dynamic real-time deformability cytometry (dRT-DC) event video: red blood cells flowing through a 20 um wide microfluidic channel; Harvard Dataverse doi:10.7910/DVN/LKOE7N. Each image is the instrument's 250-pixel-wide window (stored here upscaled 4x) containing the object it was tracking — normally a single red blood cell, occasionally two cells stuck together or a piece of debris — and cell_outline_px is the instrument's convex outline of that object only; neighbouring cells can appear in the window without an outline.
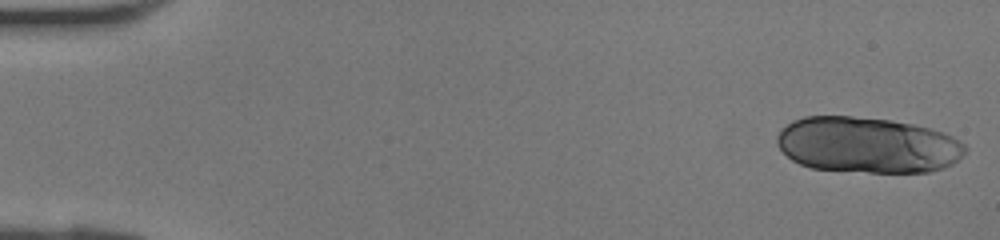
{"species": "human", "species_latin": "Homo sapiens", "temperature_condition": "room temperature", "stored_images_in_passage": 41, "segment_of_instrument_passage": [1, 2], "camera_frame_rate_fps": 3000, "um_per_image_px": 0.085, "donor": {"sex": "female"}, "frame": {"image": 1, "passage_image": 1, "time_ms": 0.0, "image_size_px": [1000, 240], "cell_outline_px": [[968, 148], [952, 164], [944, 168], [928, 172], [868, 172], [812, 168], [800, 164], [792, 160], [776, 144], [776, 136], [780, 128], [792, 120], [804, 116], [852, 116], [892, 120], [912, 124], [928, 128], [952, 136], [960, 140]], "centroid_in_image_um": [73.7, 12.31], "position_along_channel_um": 11.3, "area_um2": 61.44}}